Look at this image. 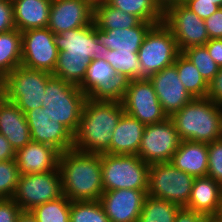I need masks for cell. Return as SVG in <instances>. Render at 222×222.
Returning <instances> with one entry per match:
<instances>
[{
  "label": "cell",
  "mask_w": 222,
  "mask_h": 222,
  "mask_svg": "<svg viewBox=\"0 0 222 222\" xmlns=\"http://www.w3.org/2000/svg\"><path fill=\"white\" fill-rule=\"evenodd\" d=\"M54 40L59 53L52 75L78 87L86 76L90 61L104 58L109 50L98 41L94 22L55 34Z\"/></svg>",
  "instance_id": "cell-1"
},
{
  "label": "cell",
  "mask_w": 222,
  "mask_h": 222,
  "mask_svg": "<svg viewBox=\"0 0 222 222\" xmlns=\"http://www.w3.org/2000/svg\"><path fill=\"white\" fill-rule=\"evenodd\" d=\"M124 113L121 102L87 97L74 134L73 149L85 153L110 154L112 132Z\"/></svg>",
  "instance_id": "cell-2"
},
{
  "label": "cell",
  "mask_w": 222,
  "mask_h": 222,
  "mask_svg": "<svg viewBox=\"0 0 222 222\" xmlns=\"http://www.w3.org/2000/svg\"><path fill=\"white\" fill-rule=\"evenodd\" d=\"M62 193L70 201L100 200L103 191L101 154L71 149L60 153Z\"/></svg>",
  "instance_id": "cell-3"
},
{
  "label": "cell",
  "mask_w": 222,
  "mask_h": 222,
  "mask_svg": "<svg viewBox=\"0 0 222 222\" xmlns=\"http://www.w3.org/2000/svg\"><path fill=\"white\" fill-rule=\"evenodd\" d=\"M222 106L207 97L193 98L170 118L182 141L211 143L221 139Z\"/></svg>",
  "instance_id": "cell-4"
},
{
  "label": "cell",
  "mask_w": 222,
  "mask_h": 222,
  "mask_svg": "<svg viewBox=\"0 0 222 222\" xmlns=\"http://www.w3.org/2000/svg\"><path fill=\"white\" fill-rule=\"evenodd\" d=\"M87 97L78 86L52 75L47 80L41 107H47L50 115L74 135Z\"/></svg>",
  "instance_id": "cell-5"
},
{
  "label": "cell",
  "mask_w": 222,
  "mask_h": 222,
  "mask_svg": "<svg viewBox=\"0 0 222 222\" xmlns=\"http://www.w3.org/2000/svg\"><path fill=\"white\" fill-rule=\"evenodd\" d=\"M103 191L147 190L150 165L138 155L101 154Z\"/></svg>",
  "instance_id": "cell-6"
},
{
  "label": "cell",
  "mask_w": 222,
  "mask_h": 222,
  "mask_svg": "<svg viewBox=\"0 0 222 222\" xmlns=\"http://www.w3.org/2000/svg\"><path fill=\"white\" fill-rule=\"evenodd\" d=\"M51 73L22 65L3 78L4 99L16 104L24 114L41 107L47 80Z\"/></svg>",
  "instance_id": "cell-7"
},
{
  "label": "cell",
  "mask_w": 222,
  "mask_h": 222,
  "mask_svg": "<svg viewBox=\"0 0 222 222\" xmlns=\"http://www.w3.org/2000/svg\"><path fill=\"white\" fill-rule=\"evenodd\" d=\"M180 53L171 30L163 22L153 25L138 50L141 78H149L165 67L171 66Z\"/></svg>",
  "instance_id": "cell-8"
},
{
  "label": "cell",
  "mask_w": 222,
  "mask_h": 222,
  "mask_svg": "<svg viewBox=\"0 0 222 222\" xmlns=\"http://www.w3.org/2000/svg\"><path fill=\"white\" fill-rule=\"evenodd\" d=\"M194 179L193 176L179 170L170 162L150 164L147 196L186 207Z\"/></svg>",
  "instance_id": "cell-9"
},
{
  "label": "cell",
  "mask_w": 222,
  "mask_h": 222,
  "mask_svg": "<svg viewBox=\"0 0 222 222\" xmlns=\"http://www.w3.org/2000/svg\"><path fill=\"white\" fill-rule=\"evenodd\" d=\"M129 81L124 74L115 72L104 58L92 59L79 88L92 100L121 102Z\"/></svg>",
  "instance_id": "cell-10"
},
{
  "label": "cell",
  "mask_w": 222,
  "mask_h": 222,
  "mask_svg": "<svg viewBox=\"0 0 222 222\" xmlns=\"http://www.w3.org/2000/svg\"><path fill=\"white\" fill-rule=\"evenodd\" d=\"M62 195L61 175L57 168L44 173L21 175L12 199L22 211H30Z\"/></svg>",
  "instance_id": "cell-11"
},
{
  "label": "cell",
  "mask_w": 222,
  "mask_h": 222,
  "mask_svg": "<svg viewBox=\"0 0 222 222\" xmlns=\"http://www.w3.org/2000/svg\"><path fill=\"white\" fill-rule=\"evenodd\" d=\"M182 139L170 117L166 120L146 125L138 156L147 164L170 162Z\"/></svg>",
  "instance_id": "cell-12"
},
{
  "label": "cell",
  "mask_w": 222,
  "mask_h": 222,
  "mask_svg": "<svg viewBox=\"0 0 222 222\" xmlns=\"http://www.w3.org/2000/svg\"><path fill=\"white\" fill-rule=\"evenodd\" d=\"M121 103L126 114L138 119L145 126L168 118L148 78L130 80Z\"/></svg>",
  "instance_id": "cell-13"
},
{
  "label": "cell",
  "mask_w": 222,
  "mask_h": 222,
  "mask_svg": "<svg viewBox=\"0 0 222 222\" xmlns=\"http://www.w3.org/2000/svg\"><path fill=\"white\" fill-rule=\"evenodd\" d=\"M163 23L174 35L180 52L205 45L210 40L205 21L183 3L168 7L164 11Z\"/></svg>",
  "instance_id": "cell-14"
},
{
  "label": "cell",
  "mask_w": 222,
  "mask_h": 222,
  "mask_svg": "<svg viewBox=\"0 0 222 222\" xmlns=\"http://www.w3.org/2000/svg\"><path fill=\"white\" fill-rule=\"evenodd\" d=\"M21 33V65L53 74L59 53L54 40L55 34L48 27Z\"/></svg>",
  "instance_id": "cell-15"
},
{
  "label": "cell",
  "mask_w": 222,
  "mask_h": 222,
  "mask_svg": "<svg viewBox=\"0 0 222 222\" xmlns=\"http://www.w3.org/2000/svg\"><path fill=\"white\" fill-rule=\"evenodd\" d=\"M25 115L32 141L51 145L60 153L73 149L74 135L50 115L47 107H36Z\"/></svg>",
  "instance_id": "cell-16"
},
{
  "label": "cell",
  "mask_w": 222,
  "mask_h": 222,
  "mask_svg": "<svg viewBox=\"0 0 222 222\" xmlns=\"http://www.w3.org/2000/svg\"><path fill=\"white\" fill-rule=\"evenodd\" d=\"M147 190L117 189L103 192L100 203L109 222H138Z\"/></svg>",
  "instance_id": "cell-17"
},
{
  "label": "cell",
  "mask_w": 222,
  "mask_h": 222,
  "mask_svg": "<svg viewBox=\"0 0 222 222\" xmlns=\"http://www.w3.org/2000/svg\"><path fill=\"white\" fill-rule=\"evenodd\" d=\"M93 22V7L88 0H52L48 28L54 34L82 28Z\"/></svg>",
  "instance_id": "cell-18"
},
{
  "label": "cell",
  "mask_w": 222,
  "mask_h": 222,
  "mask_svg": "<svg viewBox=\"0 0 222 222\" xmlns=\"http://www.w3.org/2000/svg\"><path fill=\"white\" fill-rule=\"evenodd\" d=\"M148 79L153 84L158 100L168 117L193 99L181 83L174 64L151 75Z\"/></svg>",
  "instance_id": "cell-19"
},
{
  "label": "cell",
  "mask_w": 222,
  "mask_h": 222,
  "mask_svg": "<svg viewBox=\"0 0 222 222\" xmlns=\"http://www.w3.org/2000/svg\"><path fill=\"white\" fill-rule=\"evenodd\" d=\"M60 152L53 146L30 141L15 152L19 174H36L56 170Z\"/></svg>",
  "instance_id": "cell-20"
},
{
  "label": "cell",
  "mask_w": 222,
  "mask_h": 222,
  "mask_svg": "<svg viewBox=\"0 0 222 222\" xmlns=\"http://www.w3.org/2000/svg\"><path fill=\"white\" fill-rule=\"evenodd\" d=\"M0 133L15 151L31 141L26 115L16 104L5 99L0 103Z\"/></svg>",
  "instance_id": "cell-21"
},
{
  "label": "cell",
  "mask_w": 222,
  "mask_h": 222,
  "mask_svg": "<svg viewBox=\"0 0 222 222\" xmlns=\"http://www.w3.org/2000/svg\"><path fill=\"white\" fill-rule=\"evenodd\" d=\"M145 125L124 113L112 132L110 154L138 155Z\"/></svg>",
  "instance_id": "cell-22"
},
{
  "label": "cell",
  "mask_w": 222,
  "mask_h": 222,
  "mask_svg": "<svg viewBox=\"0 0 222 222\" xmlns=\"http://www.w3.org/2000/svg\"><path fill=\"white\" fill-rule=\"evenodd\" d=\"M221 205L222 185L208 176L195 178L185 208L202 215H214Z\"/></svg>",
  "instance_id": "cell-23"
},
{
  "label": "cell",
  "mask_w": 222,
  "mask_h": 222,
  "mask_svg": "<svg viewBox=\"0 0 222 222\" xmlns=\"http://www.w3.org/2000/svg\"><path fill=\"white\" fill-rule=\"evenodd\" d=\"M153 23L142 21L131 28L101 30L94 24V31L99 42L110 50L138 51L143 39Z\"/></svg>",
  "instance_id": "cell-24"
},
{
  "label": "cell",
  "mask_w": 222,
  "mask_h": 222,
  "mask_svg": "<svg viewBox=\"0 0 222 222\" xmlns=\"http://www.w3.org/2000/svg\"><path fill=\"white\" fill-rule=\"evenodd\" d=\"M170 163L194 178L206 177L208 173V149L206 143L182 141L172 155Z\"/></svg>",
  "instance_id": "cell-25"
},
{
  "label": "cell",
  "mask_w": 222,
  "mask_h": 222,
  "mask_svg": "<svg viewBox=\"0 0 222 222\" xmlns=\"http://www.w3.org/2000/svg\"><path fill=\"white\" fill-rule=\"evenodd\" d=\"M11 2L15 28L20 32L48 26L52 0H13Z\"/></svg>",
  "instance_id": "cell-26"
},
{
  "label": "cell",
  "mask_w": 222,
  "mask_h": 222,
  "mask_svg": "<svg viewBox=\"0 0 222 222\" xmlns=\"http://www.w3.org/2000/svg\"><path fill=\"white\" fill-rule=\"evenodd\" d=\"M93 22L101 30H112L135 27L142 20L135 15L127 14L105 3L93 8Z\"/></svg>",
  "instance_id": "cell-27"
},
{
  "label": "cell",
  "mask_w": 222,
  "mask_h": 222,
  "mask_svg": "<svg viewBox=\"0 0 222 222\" xmlns=\"http://www.w3.org/2000/svg\"><path fill=\"white\" fill-rule=\"evenodd\" d=\"M22 33L18 29L0 33V77L21 65Z\"/></svg>",
  "instance_id": "cell-28"
},
{
  "label": "cell",
  "mask_w": 222,
  "mask_h": 222,
  "mask_svg": "<svg viewBox=\"0 0 222 222\" xmlns=\"http://www.w3.org/2000/svg\"><path fill=\"white\" fill-rule=\"evenodd\" d=\"M181 83L193 98H204L208 93V83L197 67L181 52L175 62Z\"/></svg>",
  "instance_id": "cell-29"
},
{
  "label": "cell",
  "mask_w": 222,
  "mask_h": 222,
  "mask_svg": "<svg viewBox=\"0 0 222 222\" xmlns=\"http://www.w3.org/2000/svg\"><path fill=\"white\" fill-rule=\"evenodd\" d=\"M108 4L154 25L162 23L164 11L155 0H109Z\"/></svg>",
  "instance_id": "cell-30"
},
{
  "label": "cell",
  "mask_w": 222,
  "mask_h": 222,
  "mask_svg": "<svg viewBox=\"0 0 222 222\" xmlns=\"http://www.w3.org/2000/svg\"><path fill=\"white\" fill-rule=\"evenodd\" d=\"M181 208L164 199L146 196L138 222H174Z\"/></svg>",
  "instance_id": "cell-31"
},
{
  "label": "cell",
  "mask_w": 222,
  "mask_h": 222,
  "mask_svg": "<svg viewBox=\"0 0 222 222\" xmlns=\"http://www.w3.org/2000/svg\"><path fill=\"white\" fill-rule=\"evenodd\" d=\"M104 59L112 66L115 72L124 74L130 80L141 78V63L138 51L108 50Z\"/></svg>",
  "instance_id": "cell-32"
},
{
  "label": "cell",
  "mask_w": 222,
  "mask_h": 222,
  "mask_svg": "<svg viewBox=\"0 0 222 222\" xmlns=\"http://www.w3.org/2000/svg\"><path fill=\"white\" fill-rule=\"evenodd\" d=\"M71 201L64 195L35 206L30 212L37 222H70Z\"/></svg>",
  "instance_id": "cell-33"
},
{
  "label": "cell",
  "mask_w": 222,
  "mask_h": 222,
  "mask_svg": "<svg viewBox=\"0 0 222 222\" xmlns=\"http://www.w3.org/2000/svg\"><path fill=\"white\" fill-rule=\"evenodd\" d=\"M70 222H109L99 200L71 201Z\"/></svg>",
  "instance_id": "cell-34"
},
{
  "label": "cell",
  "mask_w": 222,
  "mask_h": 222,
  "mask_svg": "<svg viewBox=\"0 0 222 222\" xmlns=\"http://www.w3.org/2000/svg\"><path fill=\"white\" fill-rule=\"evenodd\" d=\"M182 53L197 67L207 83L215 77L220 69L217 63L211 58L205 45L187 48Z\"/></svg>",
  "instance_id": "cell-35"
},
{
  "label": "cell",
  "mask_w": 222,
  "mask_h": 222,
  "mask_svg": "<svg viewBox=\"0 0 222 222\" xmlns=\"http://www.w3.org/2000/svg\"><path fill=\"white\" fill-rule=\"evenodd\" d=\"M19 177L20 174L15 160L0 162V199L13 198Z\"/></svg>",
  "instance_id": "cell-36"
},
{
  "label": "cell",
  "mask_w": 222,
  "mask_h": 222,
  "mask_svg": "<svg viewBox=\"0 0 222 222\" xmlns=\"http://www.w3.org/2000/svg\"><path fill=\"white\" fill-rule=\"evenodd\" d=\"M208 173L216 182L222 185V139L207 144Z\"/></svg>",
  "instance_id": "cell-37"
},
{
  "label": "cell",
  "mask_w": 222,
  "mask_h": 222,
  "mask_svg": "<svg viewBox=\"0 0 222 222\" xmlns=\"http://www.w3.org/2000/svg\"><path fill=\"white\" fill-rule=\"evenodd\" d=\"M183 4L203 20L210 17L220 8V6L215 4L214 2L199 0H184Z\"/></svg>",
  "instance_id": "cell-38"
},
{
  "label": "cell",
  "mask_w": 222,
  "mask_h": 222,
  "mask_svg": "<svg viewBox=\"0 0 222 222\" xmlns=\"http://www.w3.org/2000/svg\"><path fill=\"white\" fill-rule=\"evenodd\" d=\"M15 29L13 5L10 0H0V33Z\"/></svg>",
  "instance_id": "cell-39"
},
{
  "label": "cell",
  "mask_w": 222,
  "mask_h": 222,
  "mask_svg": "<svg viewBox=\"0 0 222 222\" xmlns=\"http://www.w3.org/2000/svg\"><path fill=\"white\" fill-rule=\"evenodd\" d=\"M22 209L12 199H0V222H16Z\"/></svg>",
  "instance_id": "cell-40"
},
{
  "label": "cell",
  "mask_w": 222,
  "mask_h": 222,
  "mask_svg": "<svg viewBox=\"0 0 222 222\" xmlns=\"http://www.w3.org/2000/svg\"><path fill=\"white\" fill-rule=\"evenodd\" d=\"M204 21L209 39H222V7Z\"/></svg>",
  "instance_id": "cell-41"
},
{
  "label": "cell",
  "mask_w": 222,
  "mask_h": 222,
  "mask_svg": "<svg viewBox=\"0 0 222 222\" xmlns=\"http://www.w3.org/2000/svg\"><path fill=\"white\" fill-rule=\"evenodd\" d=\"M206 97L215 104L222 106V67L208 83V93Z\"/></svg>",
  "instance_id": "cell-42"
},
{
  "label": "cell",
  "mask_w": 222,
  "mask_h": 222,
  "mask_svg": "<svg viewBox=\"0 0 222 222\" xmlns=\"http://www.w3.org/2000/svg\"><path fill=\"white\" fill-rule=\"evenodd\" d=\"M205 46L211 58L221 68L222 67V39H210L205 44Z\"/></svg>",
  "instance_id": "cell-43"
},
{
  "label": "cell",
  "mask_w": 222,
  "mask_h": 222,
  "mask_svg": "<svg viewBox=\"0 0 222 222\" xmlns=\"http://www.w3.org/2000/svg\"><path fill=\"white\" fill-rule=\"evenodd\" d=\"M15 152L6 137L0 133V162L15 160Z\"/></svg>",
  "instance_id": "cell-44"
},
{
  "label": "cell",
  "mask_w": 222,
  "mask_h": 222,
  "mask_svg": "<svg viewBox=\"0 0 222 222\" xmlns=\"http://www.w3.org/2000/svg\"><path fill=\"white\" fill-rule=\"evenodd\" d=\"M202 214L182 207L176 215L174 222H198Z\"/></svg>",
  "instance_id": "cell-45"
},
{
  "label": "cell",
  "mask_w": 222,
  "mask_h": 222,
  "mask_svg": "<svg viewBox=\"0 0 222 222\" xmlns=\"http://www.w3.org/2000/svg\"><path fill=\"white\" fill-rule=\"evenodd\" d=\"M16 222H37V220L30 211H21Z\"/></svg>",
  "instance_id": "cell-46"
},
{
  "label": "cell",
  "mask_w": 222,
  "mask_h": 222,
  "mask_svg": "<svg viewBox=\"0 0 222 222\" xmlns=\"http://www.w3.org/2000/svg\"><path fill=\"white\" fill-rule=\"evenodd\" d=\"M155 2L158 4V6L165 11L168 7L174 5L183 3L184 0H155Z\"/></svg>",
  "instance_id": "cell-47"
},
{
  "label": "cell",
  "mask_w": 222,
  "mask_h": 222,
  "mask_svg": "<svg viewBox=\"0 0 222 222\" xmlns=\"http://www.w3.org/2000/svg\"><path fill=\"white\" fill-rule=\"evenodd\" d=\"M198 222H216L214 215H202Z\"/></svg>",
  "instance_id": "cell-48"
},
{
  "label": "cell",
  "mask_w": 222,
  "mask_h": 222,
  "mask_svg": "<svg viewBox=\"0 0 222 222\" xmlns=\"http://www.w3.org/2000/svg\"><path fill=\"white\" fill-rule=\"evenodd\" d=\"M109 0H88L89 4L94 8L97 5L108 3Z\"/></svg>",
  "instance_id": "cell-49"
},
{
  "label": "cell",
  "mask_w": 222,
  "mask_h": 222,
  "mask_svg": "<svg viewBox=\"0 0 222 222\" xmlns=\"http://www.w3.org/2000/svg\"><path fill=\"white\" fill-rule=\"evenodd\" d=\"M214 217L216 219V222H222V205L215 212Z\"/></svg>",
  "instance_id": "cell-50"
},
{
  "label": "cell",
  "mask_w": 222,
  "mask_h": 222,
  "mask_svg": "<svg viewBox=\"0 0 222 222\" xmlns=\"http://www.w3.org/2000/svg\"><path fill=\"white\" fill-rule=\"evenodd\" d=\"M4 99V88H3V78L0 77V103Z\"/></svg>",
  "instance_id": "cell-51"
},
{
  "label": "cell",
  "mask_w": 222,
  "mask_h": 222,
  "mask_svg": "<svg viewBox=\"0 0 222 222\" xmlns=\"http://www.w3.org/2000/svg\"><path fill=\"white\" fill-rule=\"evenodd\" d=\"M199 1L214 2L215 4L222 7V0H199Z\"/></svg>",
  "instance_id": "cell-52"
},
{
  "label": "cell",
  "mask_w": 222,
  "mask_h": 222,
  "mask_svg": "<svg viewBox=\"0 0 222 222\" xmlns=\"http://www.w3.org/2000/svg\"><path fill=\"white\" fill-rule=\"evenodd\" d=\"M221 139H222V115H221Z\"/></svg>",
  "instance_id": "cell-53"
}]
</instances>
